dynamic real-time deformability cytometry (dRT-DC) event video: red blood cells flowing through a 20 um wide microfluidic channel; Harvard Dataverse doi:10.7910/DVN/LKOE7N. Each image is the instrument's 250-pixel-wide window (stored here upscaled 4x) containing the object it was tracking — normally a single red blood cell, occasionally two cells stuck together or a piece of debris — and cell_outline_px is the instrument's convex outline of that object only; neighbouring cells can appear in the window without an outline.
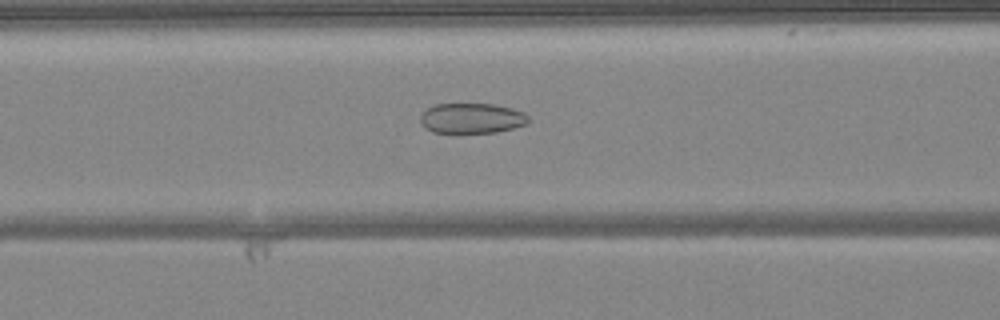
{"species": "common noctule bat (a hibernating species)", "species_latin": "Nyctalus noctula", "temperature_condition": "warm", "stored_images_in_passage": 36, "camera_frame_rate_fps": 3000, "um_per_image_px": 0.085, "animal": {"sex": "female", "body_mass_g": 24.6, "forearm_length_mm": 56.2}, "frame": {"image": 1, "passage_image": 6, "time_ms": 1.667, "image_size_px": [1000, 320], "cell_outline_px": [[528, 124], [496, 132], [432, 132], [424, 128], [420, 120], [420, 116], [428, 108], [436, 104], [496, 104], [512, 108], [524, 112], [528, 116]], "centroid_in_image_um": [40.11, 10.04], "position_along_channel_um": 126.5, "area_um2": 18.96}}
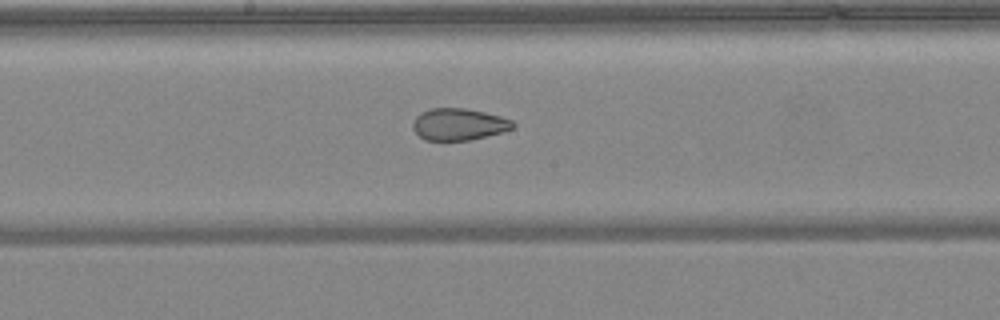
{"frame": {"image": 2, "passage_image": 12, "time_ms": 3.667, "image_size_px": [1000, 320], "cell_outline_px": [[516, 128], [468, 140], [424, 140], [412, 128], [412, 124], [416, 116], [420, 112], [432, 108], [464, 108], [484, 112], [500, 116], [512, 120], [516, 124]], "centroid_in_image_um": [38.99, 10.55], "position_along_channel_um": 209.2, "area_um2": 18.5}}
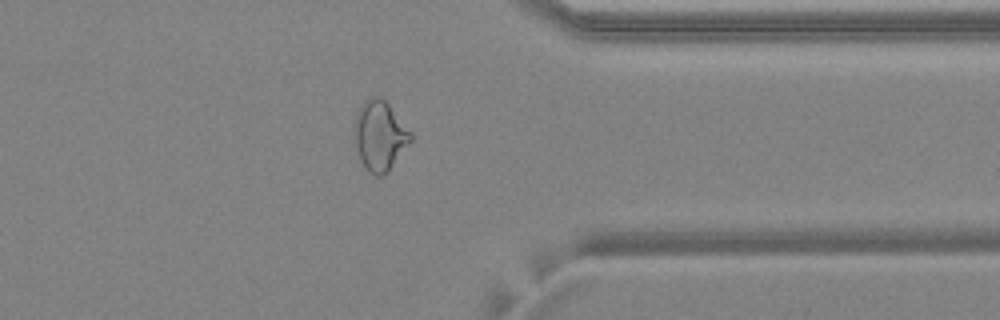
{"frame": {"image": 3, "passage_image": 25, "time_ms": 8.0, "image_size_px": [1000, 320], "cell_outline_px": [[412, 140], [388, 172], [380, 176], [376, 176], [368, 172], [360, 160], [352, 136], [352, 132], [356, 112], [360, 104], [364, 100], [376, 96], [380, 96], [388, 104], [412, 132]], "centroid_in_image_um": [32.24, 11.53], "position_along_channel_um": 379.2, "area_um2": 23.29}, "authors_computed_cell_mechanics": {"area_um2": 20.23, "velocity_mm_per_s": 4.1214, "shape_relaxation_time_tau1_ms": null, "shape_relaxation_time_tau2_ms": 1.1891, "deformation_change_tau1": null, "deformation_change_tau2": 0.0703}}